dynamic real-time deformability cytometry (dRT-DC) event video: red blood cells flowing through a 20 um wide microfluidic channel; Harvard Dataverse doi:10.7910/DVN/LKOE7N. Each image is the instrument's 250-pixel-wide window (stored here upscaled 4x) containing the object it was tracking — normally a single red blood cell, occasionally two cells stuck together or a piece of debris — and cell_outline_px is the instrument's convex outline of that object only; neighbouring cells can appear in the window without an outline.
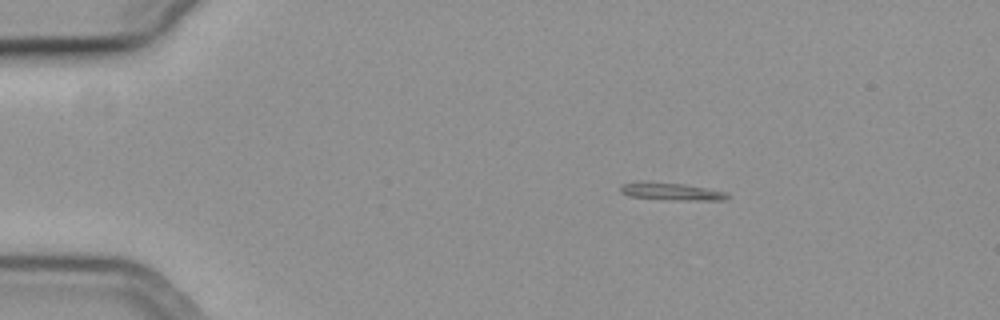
{"species": "common noctule bat (a hibernating species)", "species_latin": "Nyctalus noctula", "temperature_condition": "cold", "stored_images_in_passage": 47, "camera_frame_rate_fps": 3000, "um_per_image_px": 0.085, "animal": {"sex": "female", "body_mass_g": 19.3, "forearm_length_mm": 54.1}, "frame": {"image": 1, "passage_image": 1, "time_ms": 0.0, "image_size_px": [1000, 320], "cell_outline_px": [[728, 200], [672, 200], [628, 196], [620, 192], [620, 184], [684, 184], [724, 192], [728, 196]], "centroid_in_image_um": [57.12, 16.33], "position_along_channel_um": 27.9, "area_um2": 10.06}}
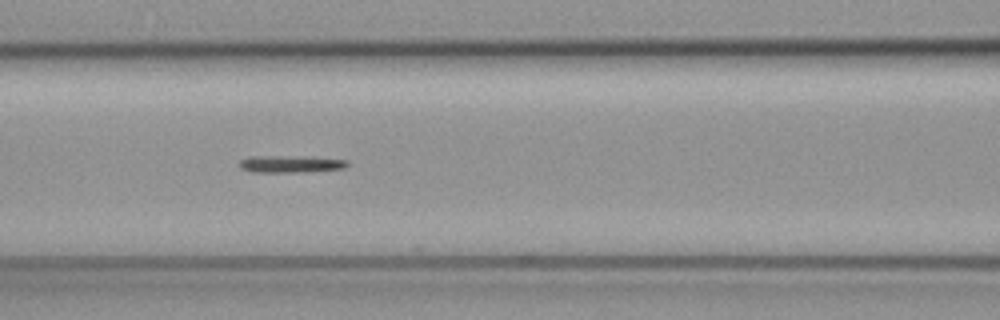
{"frame": {"image": 2, "passage_image": 16, "time_ms": 5.0, "image_size_px": [1000, 320], "cell_outline_px": [[348, 164], [344, 168], [304, 172], [252, 172], [240, 168], [240, 160], [252, 156], [280, 156], [348, 160]], "centroid_in_image_um": [24.63, 13.96], "position_along_channel_um": 142.0, "area_um2": 10.4}}